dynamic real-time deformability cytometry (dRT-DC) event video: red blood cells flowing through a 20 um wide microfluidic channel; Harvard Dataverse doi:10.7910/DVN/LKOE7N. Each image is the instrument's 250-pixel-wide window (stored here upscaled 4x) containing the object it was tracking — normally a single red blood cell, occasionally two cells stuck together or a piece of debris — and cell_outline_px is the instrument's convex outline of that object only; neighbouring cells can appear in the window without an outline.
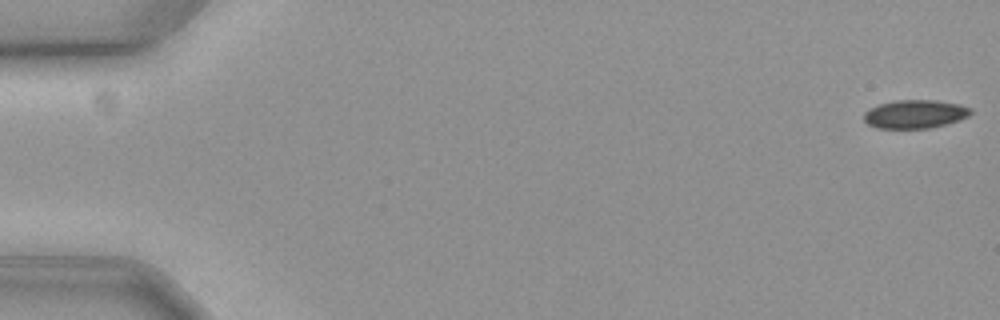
{"species": "common noctule bat (a hibernating species)", "species_latin": "Nyctalus noctula", "temperature_condition": "cold", "stored_images_in_passage": 5, "camera_frame_rate_fps": 3000, "um_per_image_px": 0.085, "animal": {"sex": "female", "body_mass_g": 19.3, "forearm_length_mm": 54.1}, "frame": {"image": 1, "passage_image": 1, "time_ms": 0.0, "image_size_px": [1000, 320], "cell_outline_px": [[972, 112], [968, 116], [960, 120], [948, 124], [928, 128], [876, 128], [868, 124], [864, 120], [864, 112], [868, 108], [880, 104], [896, 100], [936, 100], [960, 104], [972, 108]], "centroid_in_image_um": [77.79, 9.69], "position_along_channel_um": 7.2, "area_um2": 17.86}}